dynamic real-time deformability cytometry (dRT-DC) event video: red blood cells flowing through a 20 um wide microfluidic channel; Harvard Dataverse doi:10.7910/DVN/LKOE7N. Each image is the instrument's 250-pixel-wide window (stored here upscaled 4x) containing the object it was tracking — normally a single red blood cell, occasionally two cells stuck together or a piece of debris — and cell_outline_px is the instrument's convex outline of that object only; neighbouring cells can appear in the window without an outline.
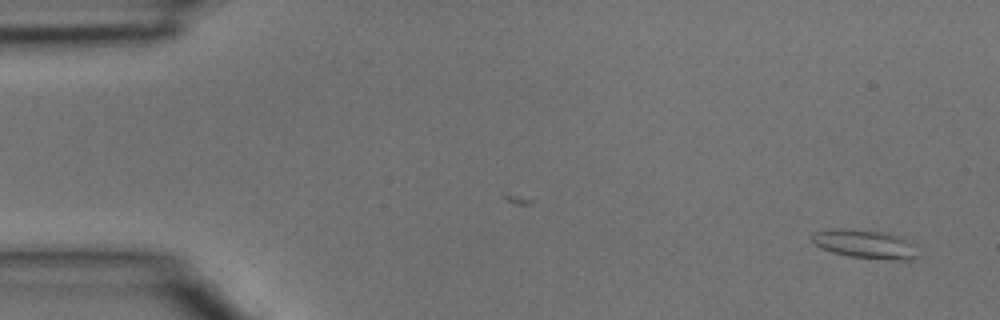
{"species": "common noctule bat (a hibernating species)", "species_latin": "Nyctalus noctula", "temperature_condition": "room temperature", "stored_images_in_passage": 39, "camera_frame_rate_fps": 3000, "um_per_image_px": 0.085, "animal": {"sex": "male", "body_mass_g": 15.6}, "frame": {"image": 1, "passage_image": 1, "time_ms": 0.0, "image_size_px": [1000, 320], "cell_outline_px": [[916, 260], [892, 260], [848, 256], [832, 252], [812, 244], [808, 236], [812, 232], [836, 228], [844, 228], [884, 232], [900, 236], [916, 244]], "centroid_in_image_um": [73.5, 20.74], "position_along_channel_um": 11.5, "area_um2": 18.15}}
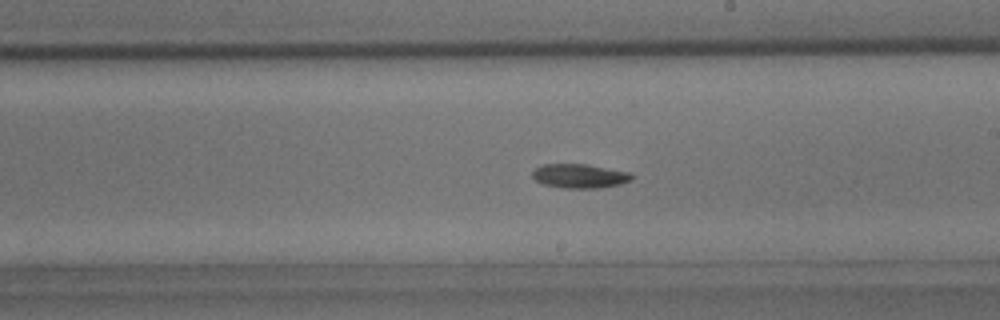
{"frame": {"image": 2, "passage_image": 22, "time_ms": 7.0, "image_size_px": [1000, 320], "cell_outline_px": [[632, 180], [620, 184], [600, 188], [564, 188], [544, 184], [536, 180], [532, 176], [532, 172], [536, 168], [544, 164], [588, 164], [628, 172], [632, 176]], "centroid_in_image_um": [49.27, 14.96], "position_along_channel_um": 239.7, "area_um2": 13.87}}
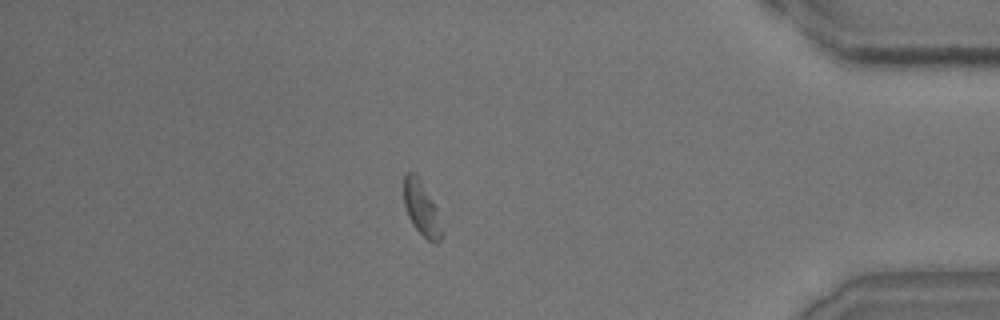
{"frame": {"image": 3, "passage_image": 34, "time_ms": 11.0, "image_size_px": [1000, 320], "cell_outline_px": [[444, 232], [440, 240], [436, 244], [428, 240], [412, 224], [408, 216], [404, 204], [404, 176], [408, 172], [416, 172], [420, 176], [436, 208]], "centroid_in_image_um": [35.84, 17.7], "position_along_channel_um": 399.4, "area_um2": 12.14}}